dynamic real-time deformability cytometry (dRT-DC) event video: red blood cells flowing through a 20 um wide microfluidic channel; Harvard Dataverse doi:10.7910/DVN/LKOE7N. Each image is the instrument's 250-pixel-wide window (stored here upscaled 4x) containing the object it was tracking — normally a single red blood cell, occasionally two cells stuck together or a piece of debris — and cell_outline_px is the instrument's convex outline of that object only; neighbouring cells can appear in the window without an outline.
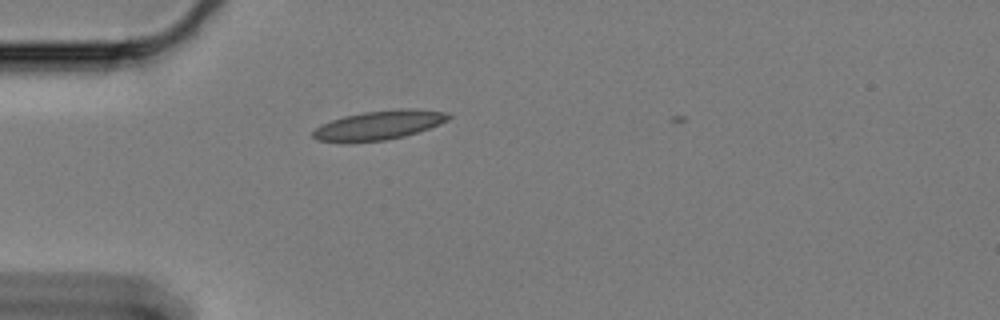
{"species": "Egyptian fruit bat (a non-hibernating species)", "species_latin": "Rousettus aegyptiacus", "temperature_condition": "cold", "stored_images_in_passage": 7, "camera_frame_rate_fps": 3000, "um_per_image_px": 0.085, "animal": {"sex": "female"}, "frame": {"image": 1, "passage_image": 1, "time_ms": 0.0, "image_size_px": [1000, 320], "cell_outline_px": [[452, 116], [448, 120], [428, 128], [404, 136], [384, 140], [316, 140], [312, 136], [312, 132], [320, 124], [344, 116], [364, 112], [396, 108], [412, 108], [448, 112]], "centroid_in_image_um": [32.27, 10.59], "position_along_channel_um": 52.7, "area_um2": 22.43}}
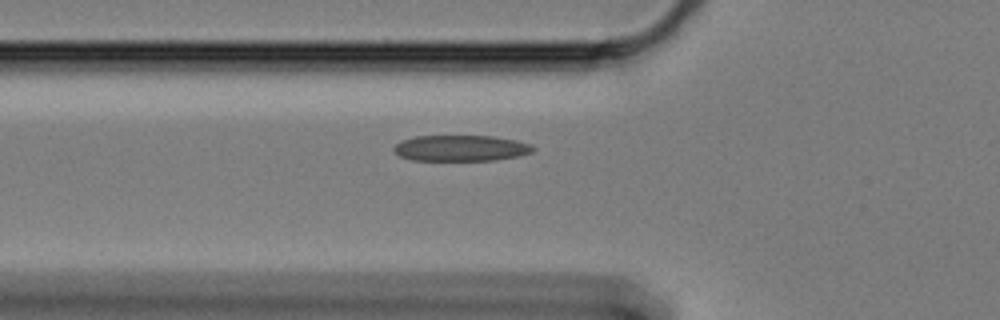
{"frame": {"image": 2, "passage_image": 5, "time_ms": 1.333, "image_size_px": [1000, 320], "cell_outline_px": [[536, 148], [532, 152], [520, 156], [492, 160], [412, 160], [400, 156], [392, 148], [400, 140], [416, 136], [492, 136], [516, 140], [532, 144]], "centroid_in_image_um": [39.19, 12.59], "position_along_channel_um": 86.6, "area_um2": 21.1}}